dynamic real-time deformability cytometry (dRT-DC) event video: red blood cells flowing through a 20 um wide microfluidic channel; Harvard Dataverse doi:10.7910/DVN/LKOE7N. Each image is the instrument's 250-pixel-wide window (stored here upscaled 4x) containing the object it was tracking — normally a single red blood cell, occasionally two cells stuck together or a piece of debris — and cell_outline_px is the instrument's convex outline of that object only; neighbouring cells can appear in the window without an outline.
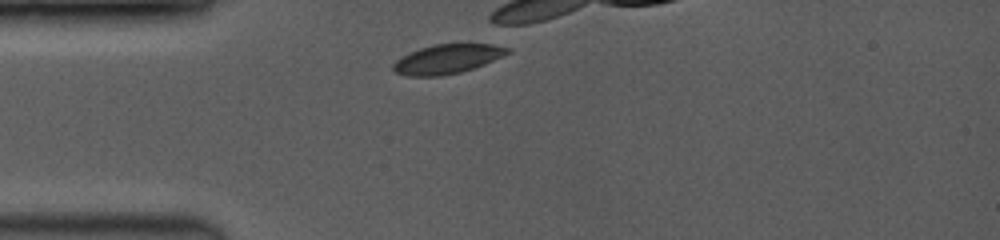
{"species": "common noctule bat (a hibernating species)", "species_latin": "Nyctalus noctula", "temperature_condition": "room temperature", "stored_images_in_passage": 4, "camera_frame_rate_fps": 3500, "um_per_image_px": 0.085, "animal": {"sex": "female", "body_mass_g": 19.0, "forearm_length_mm": 53.3}, "frame": {"image": 1, "passage_image": 1, "time_ms": 0.0, "image_size_px": [1000, 240], "cell_outline_px": [[512, 52], [504, 56], [484, 64], [460, 72], [440, 76], [408, 76], [396, 72], [392, 68], [392, 64], [396, 60], [408, 52], [432, 44], [492, 44], [508, 48]], "centroid_in_image_um": [38.0, 5.01], "position_along_channel_um": 47.0, "area_um2": 19.48}}
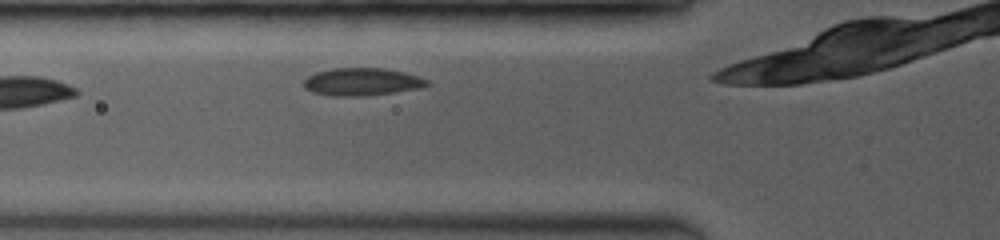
{"frame": {"image": 2, "passage_image": 3, "time_ms": 2.286, "image_size_px": [1000, 240], "cell_outline_px": [[432, 84], [420, 88], [392, 92], [360, 96], [336, 96], [312, 92], [304, 88], [304, 80], [308, 76], [316, 72], [332, 68], [384, 68], [404, 72], [428, 80]], "centroid_in_image_um": [30.75, 6.94], "position_along_channel_um": 95.0, "area_um2": 19.71}}